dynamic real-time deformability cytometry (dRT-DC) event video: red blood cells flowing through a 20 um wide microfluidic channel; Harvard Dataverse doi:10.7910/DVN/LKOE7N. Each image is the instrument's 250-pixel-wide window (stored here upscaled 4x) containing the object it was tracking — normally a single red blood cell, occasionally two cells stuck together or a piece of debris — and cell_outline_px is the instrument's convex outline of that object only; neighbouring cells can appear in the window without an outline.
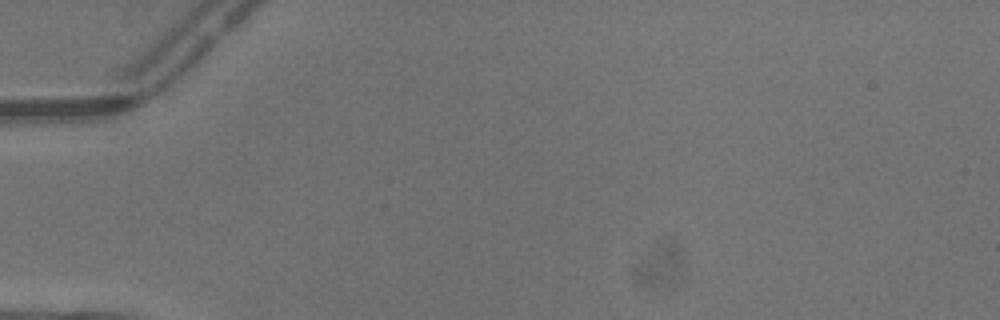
{"species": "common noctule bat (a hibernating species)", "species_latin": "Nyctalus noctula", "temperature_condition": "warm", "stored_images_in_passage": 1, "camera_frame_rate_fps": 3000, "um_per_image_px": 0.085, "animal": {"sex": "male", "body_mass_g": 13.3}, "frame": {"image": 1, "passage_image": 1, "time_ms": 0.0, "image_size_px": [1000, 320], "cell_outline_px": [[208, 36], [204, 76], [200, 84], [184, 100], [172, 108], [164, 108], [164, 104], [180, 64], [196, 44]], "centroid_in_image_um": [16.0, 6.38], "position_along_channel_um": 69.0, "area_um2": 10.4}}